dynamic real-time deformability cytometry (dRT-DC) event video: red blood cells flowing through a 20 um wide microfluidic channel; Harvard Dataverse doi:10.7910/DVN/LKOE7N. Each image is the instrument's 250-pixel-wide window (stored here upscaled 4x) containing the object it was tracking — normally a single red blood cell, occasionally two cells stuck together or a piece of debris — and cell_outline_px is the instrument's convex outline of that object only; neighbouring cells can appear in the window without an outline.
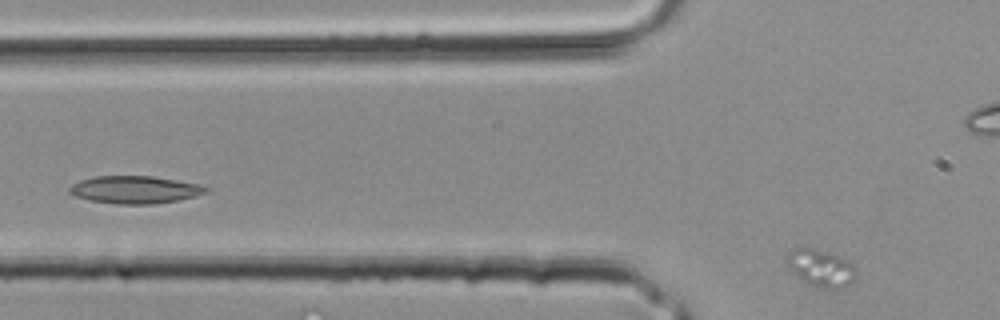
{"species": "common noctule bat (a hibernating species)", "species_latin": "Nyctalus noctula", "temperature_condition": "room temperature", "stored_images_in_passage": 4, "segment_of_instrument_passage": [2, 2], "camera_frame_rate_fps": 3000, "um_per_image_px": 0.085, "animal": {"sex": "male", "body_mass_g": 20.4}, "frame": {"image": 1, "passage_image": 4, "time_ms": 1.0, "image_size_px": [1000, 320], "cell_outline_px": [[856, 272], [852, 280], [840, 288], [816, 288], [792, 272], [784, 264], [784, 256], [792, 248], [812, 248], [840, 256], [848, 260], [856, 268]], "centroid_in_image_um": [69.69, 22.75], "position_along_channel_um": 56.1, "area_um2": 15.03}}